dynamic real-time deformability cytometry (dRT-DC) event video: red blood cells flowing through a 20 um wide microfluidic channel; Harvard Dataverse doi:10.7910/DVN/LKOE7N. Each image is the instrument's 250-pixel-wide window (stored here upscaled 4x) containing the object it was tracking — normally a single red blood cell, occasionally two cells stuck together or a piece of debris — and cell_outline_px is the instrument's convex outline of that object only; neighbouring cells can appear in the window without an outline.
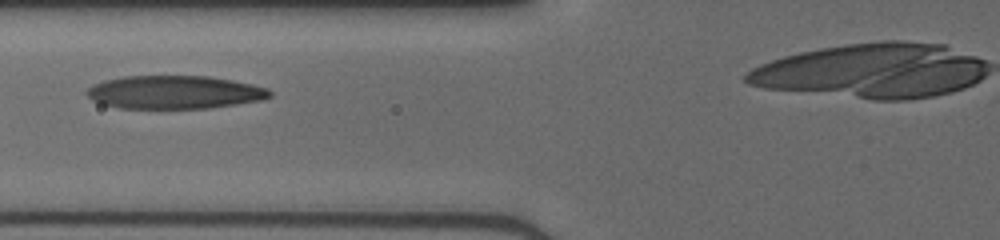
{"species": "human", "species_latin": "Homo sapiens", "temperature_condition": "cold", "stored_images_in_passage": 22, "camera_frame_rate_fps": 3000, "um_per_image_px": 0.085, "donor": {"sex": "male"}, "frame": {"image": 1, "passage_image": 4, "time_ms": 1.0, "image_size_px": [1000, 240], "cell_outline_px": [[272, 96], [260, 100], [236, 104], [208, 108], [120, 108], [100, 104], [92, 100], [84, 92], [92, 84], [104, 80], [124, 76], [208, 76], [232, 80], [252, 84], [268, 88], [272, 92]], "centroid_in_image_um": [14.8, 7.83], "position_along_channel_um": 111.0, "area_um2": 35.55}}
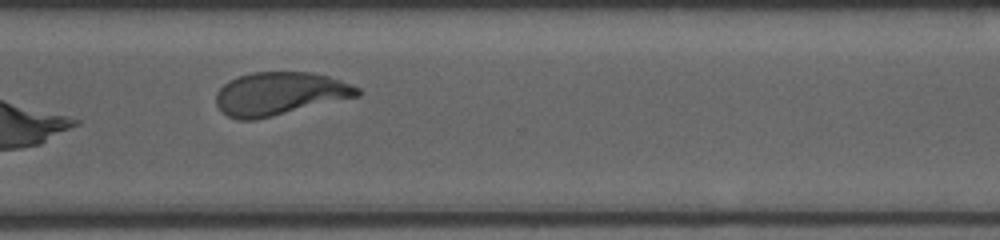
{"frame": {"image": 2, "passage_image": 16, "time_ms": 5.0, "image_size_px": [1000, 240], "cell_outline_px": [[360, 96], [256, 120], [236, 120], [228, 116], [216, 104], [216, 92], [228, 80], [252, 72], [312, 72], [328, 76], [352, 84], [360, 88]], "centroid_in_image_um": [23.78, 7.96], "position_along_channel_um": 346.8, "area_um2": 35.6}}